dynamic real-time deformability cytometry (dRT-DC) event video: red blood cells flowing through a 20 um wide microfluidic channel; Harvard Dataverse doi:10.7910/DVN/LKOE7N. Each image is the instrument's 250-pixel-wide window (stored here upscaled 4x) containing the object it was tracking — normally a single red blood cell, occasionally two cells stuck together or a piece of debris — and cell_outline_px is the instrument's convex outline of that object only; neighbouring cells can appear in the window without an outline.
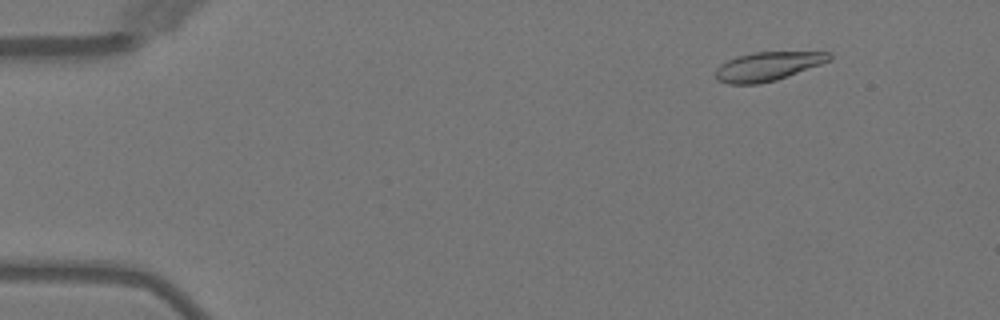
{"species": "Egyptian fruit bat (a non-hibernating species)", "species_latin": "Rousettus aegyptiacus", "temperature_condition": "warm", "stored_images_in_passage": 6, "camera_frame_rate_fps": 3000, "um_per_image_px": 0.085, "animal": {"sex": "female"}, "frame": {"image": 1, "passage_image": 2, "time_ms": 1.0, "image_size_px": [1000, 320], "cell_outline_px": [[832, 60], [788, 76], [776, 80], [760, 84], [728, 84], [716, 80], [716, 68], [720, 64], [736, 56], [752, 52], [832, 52]], "centroid_in_image_um": [65.25, 5.64], "position_along_channel_um": 19.7, "area_um2": 19.25}}
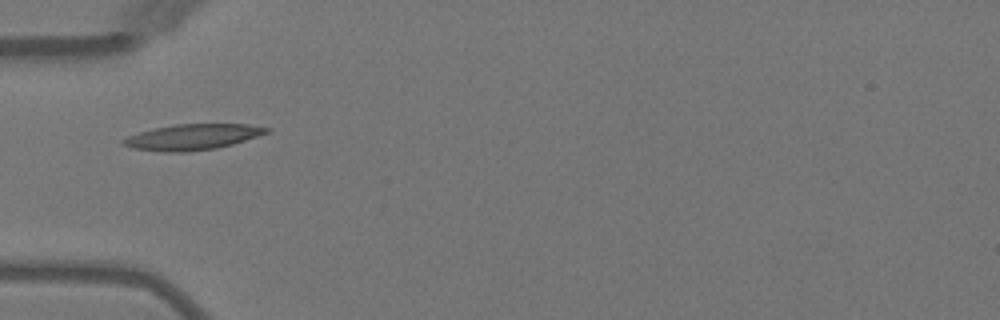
{"frame": {"image": 2, "passage_image": 5, "time_ms": 4.667, "image_size_px": [1000, 320], "cell_outline_px": [[272, 128], [268, 132], [232, 144], [216, 148], [188, 152], [164, 152], [132, 148], [120, 144], [120, 140], [128, 136], [140, 132], [156, 128], [176, 124], [248, 124]], "centroid_in_image_um": [16.33, 11.65], "position_along_channel_um": 68.7, "area_um2": 21.39}}
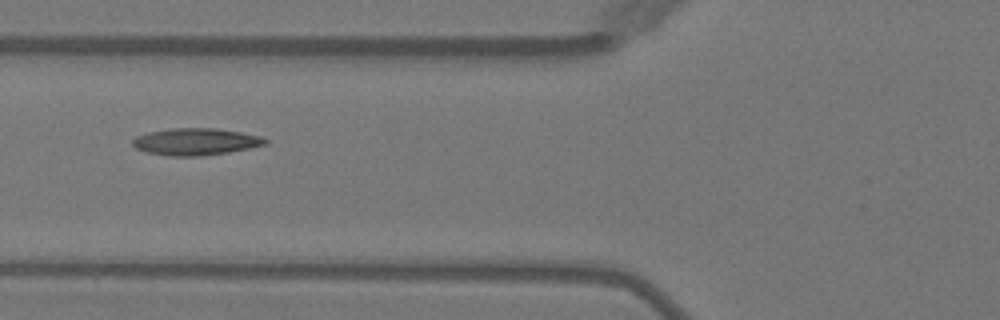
{"frame": {"image": 3, "passage_image": 6, "time_ms": 5.667, "image_size_px": [1000, 320], "cell_outline_px": [[268, 144], [228, 152], [200, 156], [172, 156], [144, 152], [136, 148], [132, 144], [132, 140], [136, 136], [148, 132], [172, 128], [212, 128], [240, 132], [260, 136], [268, 140]], "centroid_in_image_um": [16.61, 12.04], "position_along_channel_um": 109.2, "area_um2": 20.75}}